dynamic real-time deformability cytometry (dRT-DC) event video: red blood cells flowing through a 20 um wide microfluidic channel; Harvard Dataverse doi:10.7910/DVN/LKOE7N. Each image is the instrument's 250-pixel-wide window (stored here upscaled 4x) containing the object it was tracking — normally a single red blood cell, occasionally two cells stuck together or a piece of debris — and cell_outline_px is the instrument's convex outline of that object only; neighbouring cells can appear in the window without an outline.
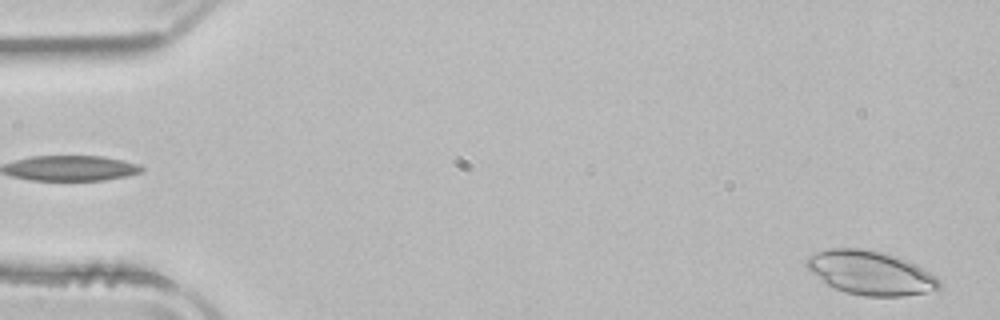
{"species": "common noctule bat (a hibernating species)", "species_latin": "Nyctalus noctula", "temperature_condition": "room temperature", "stored_images_in_passage": 50, "camera_frame_rate_fps": 3000, "um_per_image_px": 0.085, "animal": {"sex": "male", "body_mass_g": 21.5, "forearm_length_mm": 52.0}, "frame": {"image": 1, "passage_image": 1, "time_ms": 0.0, "image_size_px": [1000, 320], "cell_outline_px": [[940, 288], [924, 292], [904, 296], [864, 296], [844, 292], [828, 284], [812, 272], [804, 264], [804, 260], [808, 256], [816, 252], [828, 248], [860, 248], [880, 252], [916, 264], [936, 276], [940, 280]], "centroid_in_image_um": [73.97, 23.19], "position_along_channel_um": 11.0, "area_um2": 33.52}}
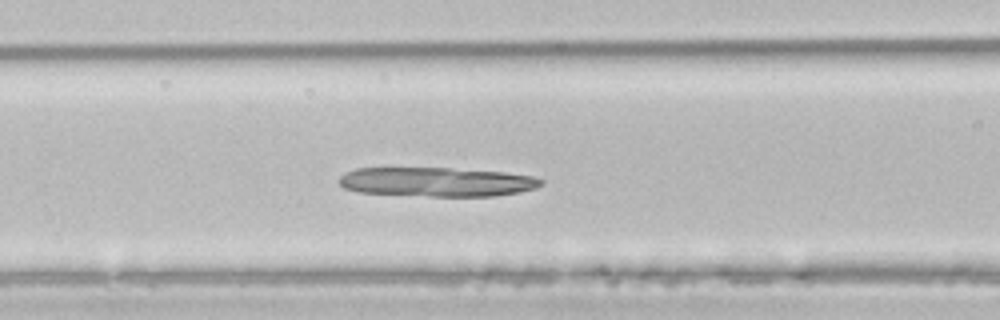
{"frame": {"image": 2, "passage_image": 20, "time_ms": 6.333, "image_size_px": [1000, 320], "cell_outline_px": [[544, 184], [536, 188], [520, 192], [496, 196], [432, 196], [360, 192], [344, 188], [336, 180], [344, 172], [356, 168], [448, 168], [504, 172], [532, 176], [544, 180]], "centroid_in_image_um": [37.13, 15.46], "position_along_channel_um": 129.5, "area_um2": 34.51}}
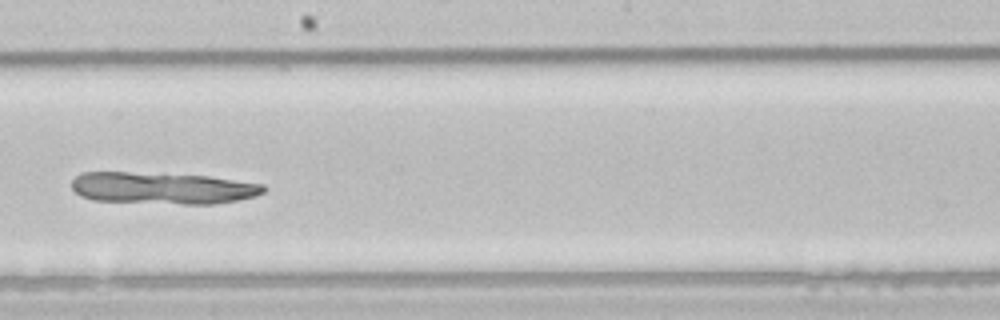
{"frame": {"image": 3, "passage_image": 28, "time_ms": 9.0, "image_size_px": [1000, 320], "cell_outline_px": [[268, 188], [264, 192], [256, 196], [216, 204], [184, 204], [92, 200], [80, 196], [72, 188], [72, 180], [80, 172], [128, 172], [208, 176], [264, 184]], "centroid_in_image_um": [13.83, 15.99], "position_along_channel_um": 234.4, "area_um2": 35.6}}